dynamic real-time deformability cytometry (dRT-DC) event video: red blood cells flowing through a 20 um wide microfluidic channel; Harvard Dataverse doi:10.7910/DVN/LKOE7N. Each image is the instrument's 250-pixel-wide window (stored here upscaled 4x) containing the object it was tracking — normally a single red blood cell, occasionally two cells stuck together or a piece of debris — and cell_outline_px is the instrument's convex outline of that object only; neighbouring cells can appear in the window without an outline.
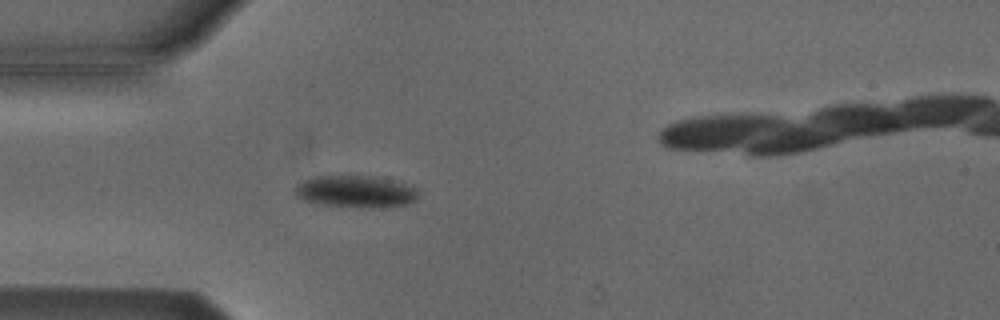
{"species": "Egyptian fruit bat (a non-hibernating species)", "species_latin": "Rousettus aegyptiacus", "temperature_condition": "cold", "stored_images_in_passage": 4, "camera_frame_rate_fps": 3000, "um_per_image_px": 0.085, "animal": {"sex": "male"}, "frame": {"image": 1, "passage_image": 4, "time_ms": 3.667, "image_size_px": [1000, 320], "cell_outline_px": [[416, 200], [408, 204], [372, 208], [316, 204], [304, 200], [296, 196], [296, 184], [312, 176], [368, 176], [392, 180], [412, 184], [416, 188]], "centroid_in_image_um": [30.23, 16.28], "position_along_channel_um": 54.8, "area_um2": 23.0}}